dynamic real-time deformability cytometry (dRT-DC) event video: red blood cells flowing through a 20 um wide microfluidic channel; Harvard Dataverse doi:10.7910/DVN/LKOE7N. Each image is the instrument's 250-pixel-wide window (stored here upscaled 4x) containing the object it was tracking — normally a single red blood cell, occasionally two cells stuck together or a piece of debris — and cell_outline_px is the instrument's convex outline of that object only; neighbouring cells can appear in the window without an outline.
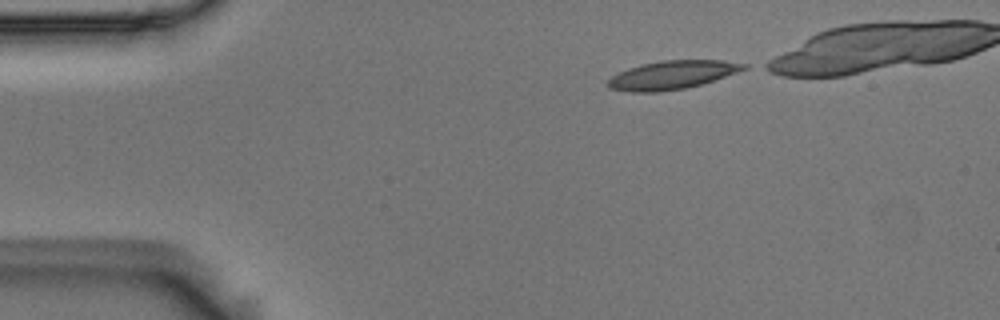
{"species": "Egyptian fruit bat (a non-hibernating species)", "species_latin": "Rousettus aegyptiacus", "temperature_condition": "room temperature", "stored_images_in_passage": 37, "camera_frame_rate_fps": 3000, "um_per_image_px": 0.085, "animal": {"sex": "male"}, "frame": {"image": 1, "passage_image": 1, "time_ms": 0.0, "image_size_px": [1000, 320], "cell_outline_px": [[748, 68], [700, 84], [684, 88], [660, 92], [632, 92], [608, 88], [608, 80], [612, 76], [628, 68], [640, 64], [660, 60], [724, 60], [748, 64]], "centroid_in_image_um": [57.11, 6.36], "position_along_channel_um": 27.9, "area_um2": 22.37}}
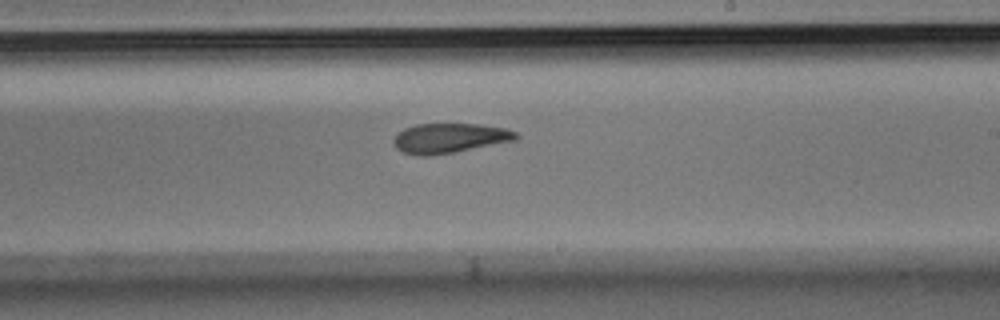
{"frame": {"image": 2, "passage_image": 24, "time_ms": 7.667, "image_size_px": [1000, 320], "cell_outline_px": [[520, 136], [516, 140], [452, 152], [428, 156], [420, 156], [404, 152], [396, 148], [392, 140], [396, 132], [404, 128], [416, 124], [476, 124], [504, 128], [516, 132]], "centroid_in_image_um": [38.16, 11.73], "position_along_channel_um": 250.8, "area_um2": 21.1}}
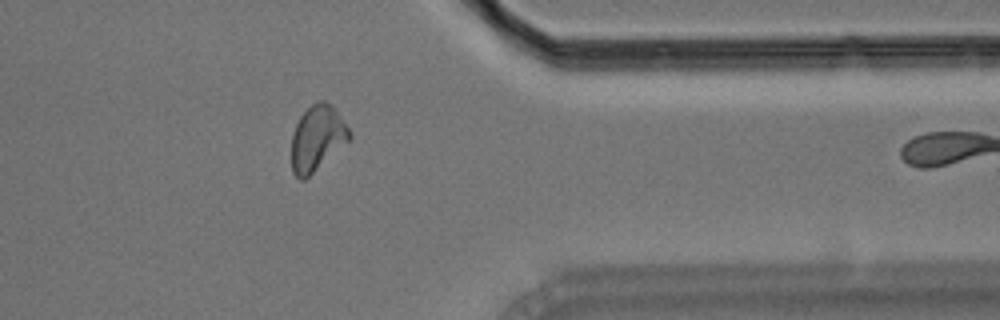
{"frame": {"image": 3, "passage_image": 36, "time_ms": 11.667, "image_size_px": [1000, 320], "cell_outline_px": [[352, 136], [348, 140], [304, 180], [300, 180], [292, 172], [292, 132], [300, 116], [316, 100], [324, 100], [332, 104], [352, 132]], "centroid_in_image_um": [26.95, 11.7], "position_along_channel_um": 384.4, "area_um2": 21.85}}